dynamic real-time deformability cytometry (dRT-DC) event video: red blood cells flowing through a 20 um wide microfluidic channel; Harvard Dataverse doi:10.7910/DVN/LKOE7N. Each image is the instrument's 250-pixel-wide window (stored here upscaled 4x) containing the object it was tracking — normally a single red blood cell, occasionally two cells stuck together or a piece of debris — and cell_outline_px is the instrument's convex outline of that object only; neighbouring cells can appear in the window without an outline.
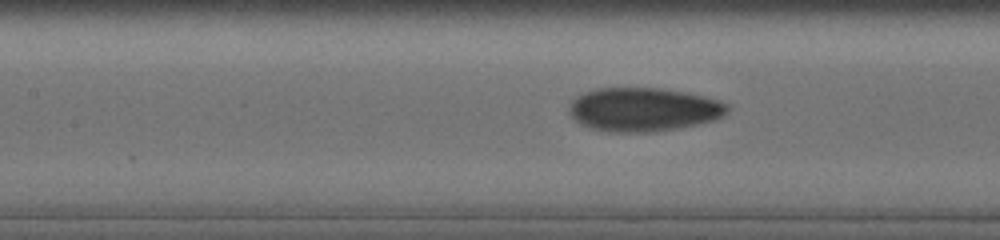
{"species": "human", "species_latin": "Homo sapiens", "temperature_condition": "cold", "stored_images_in_passage": 25, "camera_frame_rate_fps": 3000, "um_per_image_px": 0.085, "donor": {"sex": "male"}, "frame": {"image": 1, "passage_image": 22, "time_ms": 8.0, "image_size_px": [1000, 240], "cell_outline_px": [[728, 112], [724, 116], [716, 120], [680, 128], [652, 132], [608, 132], [588, 128], [580, 124], [568, 112], [568, 104], [576, 96], [584, 92], [596, 88], [656, 88], [684, 92], [704, 96], [720, 100], [728, 104]], "centroid_in_image_um": [54.68, 9.32], "position_along_channel_um": 152.7, "area_um2": 40.75}}